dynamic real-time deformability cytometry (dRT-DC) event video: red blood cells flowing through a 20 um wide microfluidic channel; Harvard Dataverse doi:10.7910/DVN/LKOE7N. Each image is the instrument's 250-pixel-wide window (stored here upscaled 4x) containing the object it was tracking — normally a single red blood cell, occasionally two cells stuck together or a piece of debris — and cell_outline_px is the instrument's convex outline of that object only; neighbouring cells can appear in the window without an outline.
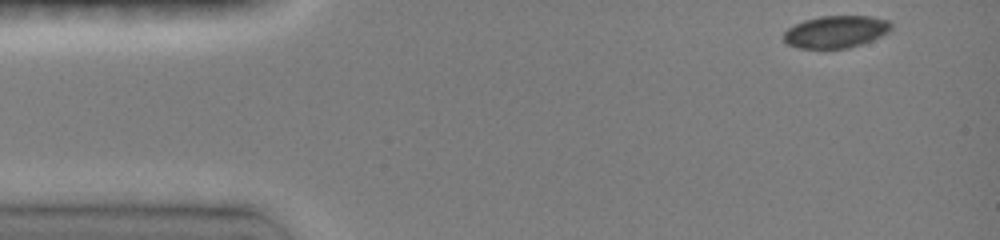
{"species": "common noctule bat (a hibernating species)", "species_latin": "Nyctalus noctula", "temperature_condition": "room temperature", "stored_images_in_passage": 48, "camera_frame_rate_fps": 3000, "um_per_image_px": 0.085, "animal": {"sex": "female", "body_mass_g": 19.0, "forearm_length_mm": 51.5}, "frame": {"image": 1, "passage_image": 1, "time_ms": 0.0, "image_size_px": [1000, 240], "cell_outline_px": [[892, 28], [888, 32], [872, 40], [848, 48], [800, 48], [788, 44], [784, 40], [784, 32], [788, 28], [804, 20], [820, 16], [868, 16], [888, 20], [892, 24]], "centroid_in_image_um": [71.05, 2.69], "position_along_channel_um": 13.9, "area_um2": 20.0}}
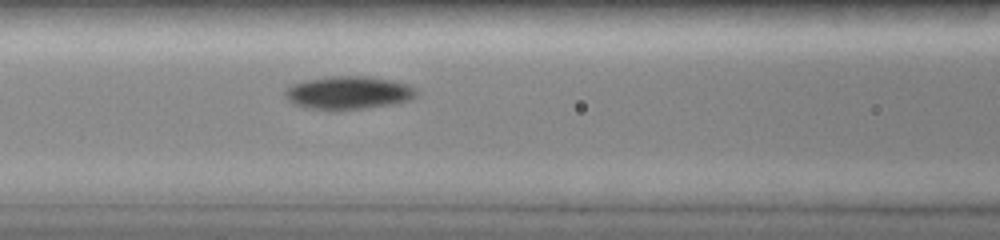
{"frame": {"image": 2, "passage_image": 17, "time_ms": 5.333, "image_size_px": [1000, 240], "cell_outline_px": [[416, 96], [408, 100], [392, 104], [368, 108], [308, 108], [292, 104], [284, 96], [284, 88], [292, 84], [304, 80], [328, 76], [368, 76], [392, 80], [408, 84], [416, 88]], "centroid_in_image_um": [29.59, 7.85], "position_along_channel_um": 137.0, "area_um2": 25.14}}
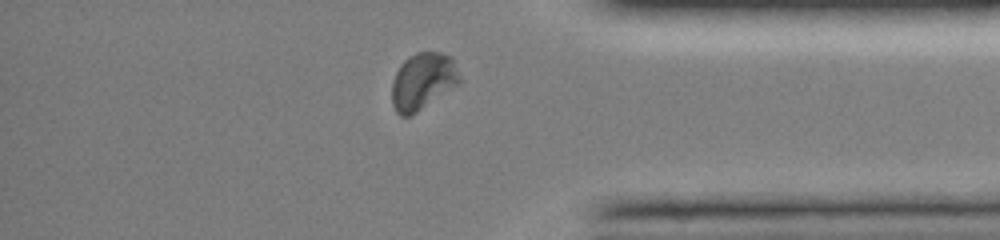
{"frame": {"image": 3, "passage_image": 44, "time_ms": 12.0, "image_size_px": [1000, 240], "cell_outline_px": [[460, 84], [412, 116], [400, 116], [396, 112], [392, 104], [392, 80], [400, 64], [408, 56], [416, 52], [440, 52], [452, 56], [460, 76]], "centroid_in_image_um": [35.94, 6.91], "position_along_channel_um": 399.3, "area_um2": 22.89}, "authors_computed_cell_mechanics": {"area_um2": 23.1778, "velocity_mm_per_s": 4.0408, "shape_relaxation_time_tau1_ms": 4.0031, "shape_relaxation_time_tau2_ms": 2.814, "deformation_change_tau1": 0.1141, "deformation_change_tau2": 0.0545}}